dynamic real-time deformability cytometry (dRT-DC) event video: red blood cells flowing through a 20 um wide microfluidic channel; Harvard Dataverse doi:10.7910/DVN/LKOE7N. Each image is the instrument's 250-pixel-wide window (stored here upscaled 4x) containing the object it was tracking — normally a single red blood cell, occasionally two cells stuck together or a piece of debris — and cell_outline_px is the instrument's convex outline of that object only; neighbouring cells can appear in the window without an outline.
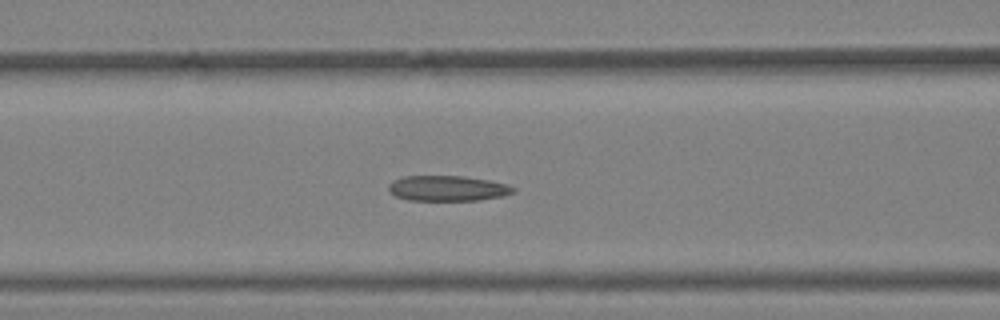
{"species": "Egyptian fruit bat (a non-hibernating species)", "species_latin": "Rousettus aegyptiacus", "temperature_condition": "warm", "stored_images_in_passage": 30, "camera_frame_rate_fps": 3000, "um_per_image_px": 0.085, "animal": {"sex": "female"}, "frame": {"image": 1, "passage_image": 12, "time_ms": 3.667, "image_size_px": [1000, 320], "cell_outline_px": [[516, 192], [504, 196], [480, 200], [408, 200], [396, 196], [388, 188], [388, 184], [392, 180], [404, 176], [464, 176], [488, 180], [508, 184], [516, 188]], "centroid_in_image_um": [38.08, 16.0], "position_along_channel_um": 128.5, "area_um2": 18.55}}
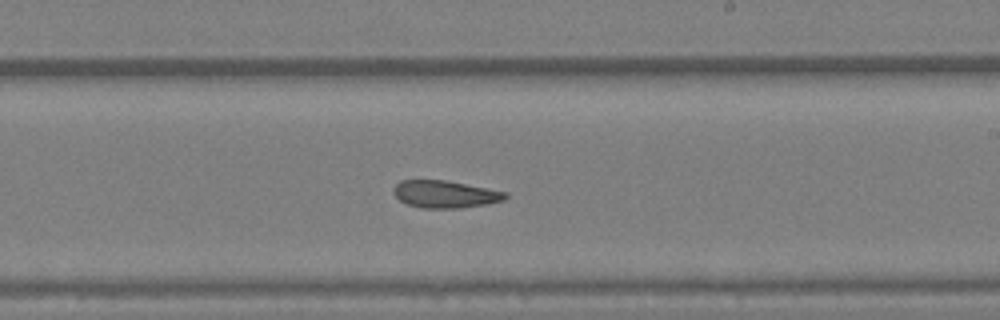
{"frame": {"image": 2, "passage_image": 19, "time_ms": 6.0, "image_size_px": [1000, 320], "cell_outline_px": [[508, 196], [504, 200], [488, 204], [460, 208], [424, 208], [408, 204], [400, 200], [392, 192], [392, 188], [400, 180], [444, 180], [488, 188], [508, 192]], "centroid_in_image_um": [37.84, 16.5], "position_along_channel_um": 251.2, "area_um2": 17.86}}
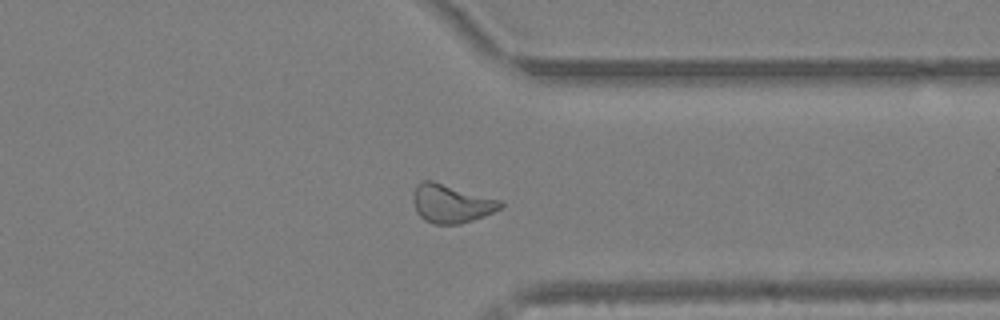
{"frame": {"image": 3, "passage_image": 26, "time_ms": 8.333, "image_size_px": [1000, 320], "cell_outline_px": [[504, 204], [500, 208], [484, 216], [460, 224], [432, 224], [424, 220], [416, 212], [412, 200], [412, 196], [416, 184], [424, 180], [432, 180], [500, 200]], "centroid_in_image_um": [38.3, 17.3], "position_along_channel_um": 373.1, "area_um2": 19.59}}